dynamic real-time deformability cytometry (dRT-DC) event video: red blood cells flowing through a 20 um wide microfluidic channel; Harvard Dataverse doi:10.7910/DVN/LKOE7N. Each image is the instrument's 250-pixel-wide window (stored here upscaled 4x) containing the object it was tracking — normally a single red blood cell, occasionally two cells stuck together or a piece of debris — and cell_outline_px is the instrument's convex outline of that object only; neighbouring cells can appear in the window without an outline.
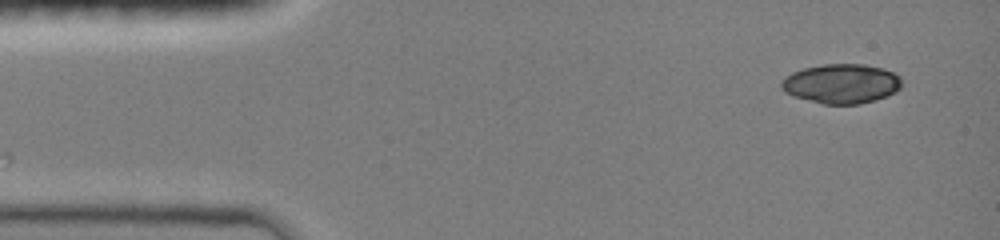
{"species": "common noctule bat (a hibernating species)", "species_latin": "Nyctalus noctula", "temperature_condition": "room temperature", "stored_images_in_passage": 44, "camera_frame_rate_fps": 3000, "um_per_image_px": 0.085, "animal": {"sex": "female", "body_mass_g": 19.0, "forearm_length_mm": 51.5}, "frame": {"image": 1, "passage_image": 1, "time_ms": 0.0, "image_size_px": [1000, 240], "cell_outline_px": [[900, 88], [896, 92], [888, 96], [876, 100], [860, 104], [824, 104], [796, 96], [784, 92], [780, 88], [780, 80], [784, 76], [792, 72], [804, 68], [824, 64], [864, 64], [884, 68], [900, 76]], "centroid_in_image_um": [71.51, 7.11], "position_along_channel_um": 13.5, "area_um2": 27.86}}
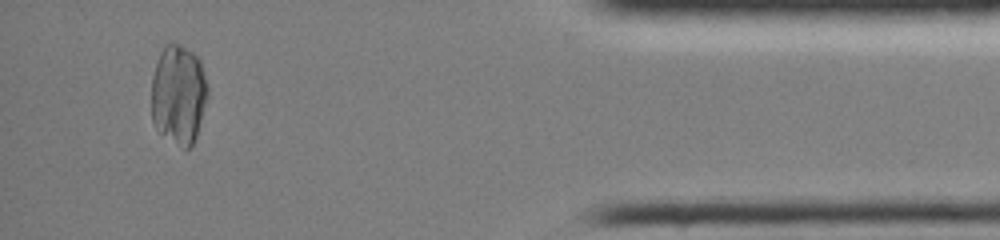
{"frame": {"image": 2, "passage_image": 41, "time_ms": 13.333, "image_size_px": [1000, 240], "cell_outline_px": [[208, 96], [196, 136], [192, 148], [184, 148], [160, 132], [156, 128], [152, 120], [152, 76], [160, 52], [164, 44], [180, 44], [192, 52], [200, 60], [208, 88]], "centroid_in_image_um": [15.18, 8.02], "position_along_channel_um": 420.0, "area_um2": 32.48}}